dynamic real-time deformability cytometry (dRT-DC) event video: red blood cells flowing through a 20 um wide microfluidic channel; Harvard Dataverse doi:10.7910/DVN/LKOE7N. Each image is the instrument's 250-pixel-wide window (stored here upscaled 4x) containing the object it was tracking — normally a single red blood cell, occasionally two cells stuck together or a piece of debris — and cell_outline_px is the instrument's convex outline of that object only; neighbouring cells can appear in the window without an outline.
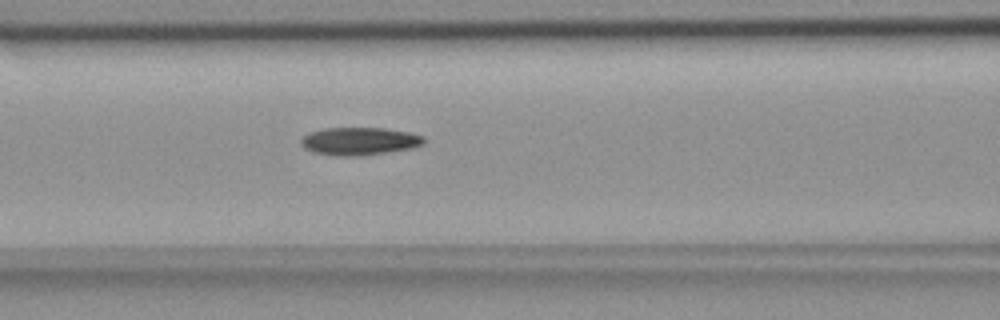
{"species": "common noctule bat (a hibernating species)", "species_latin": "Nyctalus noctula", "temperature_condition": "room temperature", "stored_images_in_passage": 56, "camera_frame_rate_fps": 3000, "um_per_image_px": 0.085, "animal": {"sex": "female", "body_mass_g": 18.4}, "frame": {"image": 1, "passage_image": 24, "time_ms": 7.667, "image_size_px": [1000, 320], "cell_outline_px": [[424, 144], [412, 148], [360, 156], [332, 156], [312, 152], [304, 148], [300, 144], [300, 140], [308, 132], [324, 128], [384, 128], [408, 132], [424, 136]], "centroid_in_image_um": [30.51, 12.0], "position_along_channel_um": 136.1, "area_um2": 20.06}}
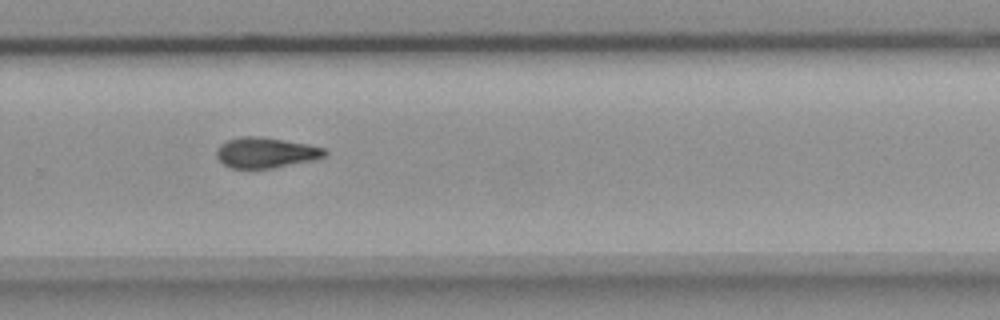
{"frame": {"image": 2, "passage_image": 38, "time_ms": 12.333, "image_size_px": [1000, 320], "cell_outline_px": [[328, 156], [316, 160], [272, 168], [232, 168], [224, 164], [216, 156], [216, 148], [220, 144], [228, 140], [244, 136], [256, 136], [308, 144], [324, 148], [328, 152]], "centroid_in_image_um": [22.63, 12.98], "position_along_channel_um": 307.2, "area_um2": 19.25}}
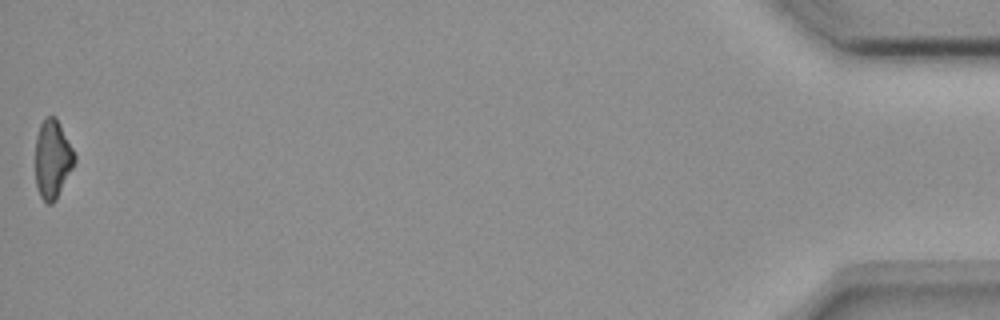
{"frame": {"image": 3, "passage_image": 56, "time_ms": 18.333, "image_size_px": [1000, 320], "cell_outline_px": [[76, 160], [56, 200], [52, 204], [48, 204], [40, 196], [36, 184], [36, 136], [40, 124], [48, 116], [56, 116], [76, 156]], "centroid_in_image_um": [4.46, 13.53], "position_along_channel_um": 430.7, "area_um2": 17.74}, "authors_computed_cell_mechanics": {"area_um2": 18.9584, "velocity_mm_per_s": 3.6825, "shape_relaxation_time_tau1_ms": 10.4279, "shape_relaxation_time_tau2_ms": null, "deformation_change_tau1": 0.2248, "deformation_change_tau2": null}}